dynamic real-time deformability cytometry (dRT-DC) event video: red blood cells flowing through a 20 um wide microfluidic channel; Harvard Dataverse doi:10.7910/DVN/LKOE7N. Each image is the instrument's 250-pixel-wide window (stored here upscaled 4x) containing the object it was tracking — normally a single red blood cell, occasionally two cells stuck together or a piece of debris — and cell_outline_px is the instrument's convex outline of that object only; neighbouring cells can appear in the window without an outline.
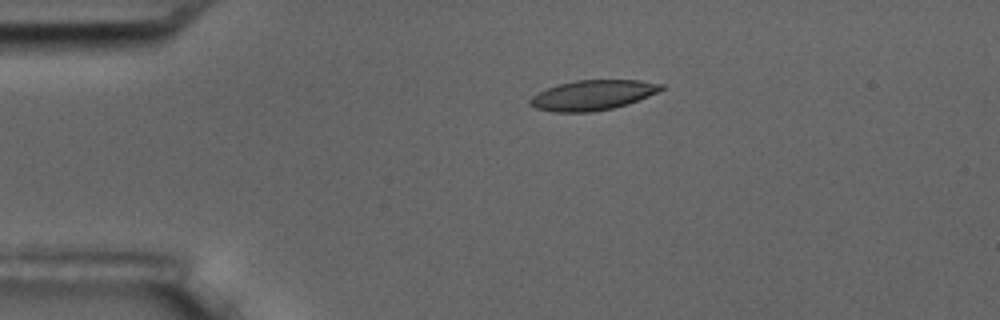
{"species": "common noctule bat (a hibernating species)", "species_latin": "Nyctalus noctula", "temperature_condition": "room temperature", "stored_images_in_passage": 6, "camera_frame_rate_fps": 3000, "um_per_image_px": 0.085, "animal": {"sex": "male", "body_mass_g": 17.5, "forearm_length_mm": 52.3}, "frame": {"image": 1, "passage_image": 4, "time_ms": 3.333, "image_size_px": [1000, 320], "cell_outline_px": [[664, 88], [648, 96], [628, 104], [612, 108], [592, 112], [552, 112], [536, 108], [528, 104], [528, 100], [536, 92], [560, 84], [576, 80], [640, 80], [664, 84]], "centroid_in_image_um": [50.35, 8.09], "position_along_channel_um": 34.7, "area_um2": 22.95}}
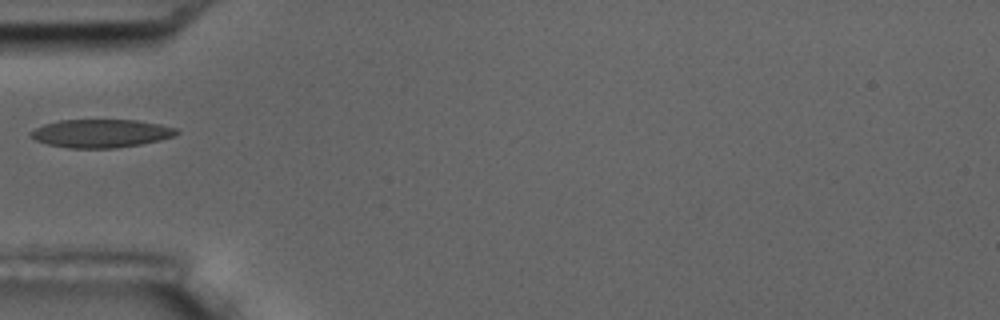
{"frame": {"image": 2, "passage_image": 6, "time_ms": 5.667, "image_size_px": [1000, 320], "cell_outline_px": [[180, 132], [172, 136], [160, 140], [140, 144], [116, 148], [68, 148], [48, 144], [36, 140], [28, 136], [28, 132], [44, 124], [60, 120], [136, 120], [160, 124], [180, 128]], "centroid_in_image_um": [8.58, 11.33], "position_along_channel_um": 76.4, "area_um2": 24.1}}